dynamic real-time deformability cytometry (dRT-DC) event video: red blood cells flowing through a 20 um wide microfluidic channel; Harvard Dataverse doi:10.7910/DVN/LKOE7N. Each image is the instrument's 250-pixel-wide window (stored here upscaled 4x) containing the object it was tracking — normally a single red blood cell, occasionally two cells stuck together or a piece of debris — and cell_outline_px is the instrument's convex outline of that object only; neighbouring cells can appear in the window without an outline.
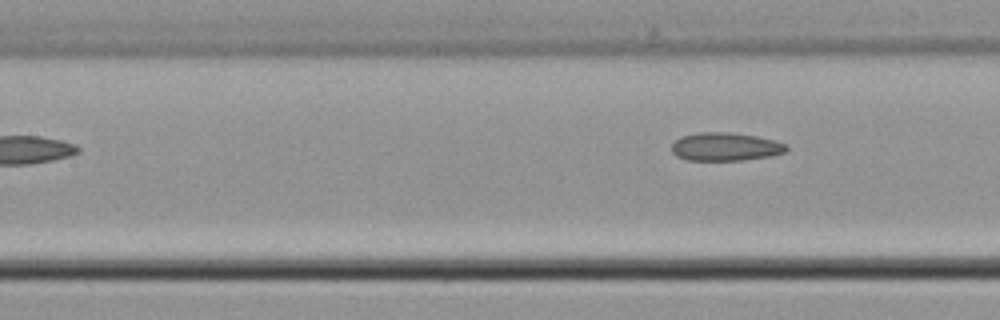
{"species": "common noctule bat (a hibernating species)", "species_latin": "Nyctalus noctula", "temperature_condition": "cold", "stored_images_in_passage": 4, "camera_frame_rate_fps": 3000, "um_per_image_px": 0.085, "animal": {"sex": "male", "body_mass_g": 21.5, "forearm_length_mm": 52.0}, "frame": {"image": 1, "passage_image": 4, "time_ms": 1.0, "image_size_px": [1000, 320], "cell_outline_px": [[788, 148], [784, 152], [772, 156], [740, 160], [688, 160], [676, 156], [672, 152], [672, 144], [680, 136], [700, 132], [728, 132], [756, 136], [776, 140], [788, 144]], "centroid_in_image_um": [61.67, 12.46], "position_along_channel_um": 145.7, "area_um2": 18.96}}